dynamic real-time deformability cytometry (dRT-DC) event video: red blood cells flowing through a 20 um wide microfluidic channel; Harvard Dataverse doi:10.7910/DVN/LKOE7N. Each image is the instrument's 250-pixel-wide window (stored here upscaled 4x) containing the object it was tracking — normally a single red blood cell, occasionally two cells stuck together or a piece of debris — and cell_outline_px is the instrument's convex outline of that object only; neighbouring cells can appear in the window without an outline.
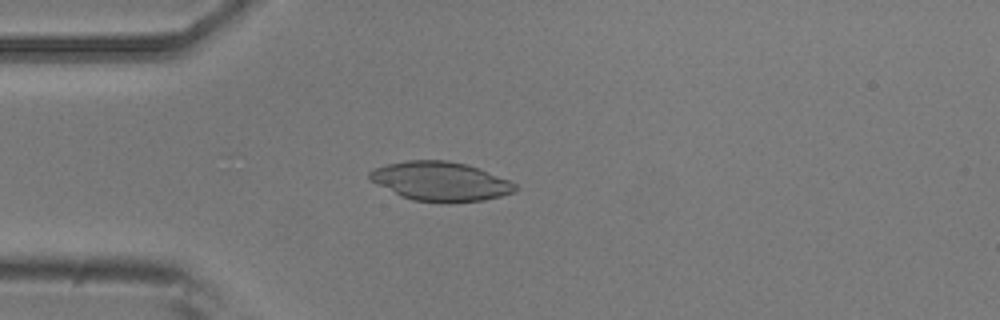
{"species": "common noctule bat (a hibernating species)", "species_latin": "Nyctalus noctula", "temperature_condition": "room temperature", "stored_images_in_passage": 4, "camera_frame_rate_fps": 3000, "um_per_image_px": 0.085, "animal": {"sex": "male", "body_mass_g": 20.5, "forearm_length_mm": 52.5}, "frame": {"image": 1, "passage_image": 4, "time_ms": 1.0, "image_size_px": [1000, 320], "cell_outline_px": [[520, 188], [512, 192], [500, 196], [484, 200], [448, 204], [412, 200], [400, 196], [372, 180], [368, 176], [368, 172], [372, 168], [388, 164], [408, 160], [448, 160], [468, 164], [480, 168], [508, 180], [516, 184]], "centroid_in_image_um": [37.46, 15.42], "position_along_channel_um": 47.5, "area_um2": 33.47}}